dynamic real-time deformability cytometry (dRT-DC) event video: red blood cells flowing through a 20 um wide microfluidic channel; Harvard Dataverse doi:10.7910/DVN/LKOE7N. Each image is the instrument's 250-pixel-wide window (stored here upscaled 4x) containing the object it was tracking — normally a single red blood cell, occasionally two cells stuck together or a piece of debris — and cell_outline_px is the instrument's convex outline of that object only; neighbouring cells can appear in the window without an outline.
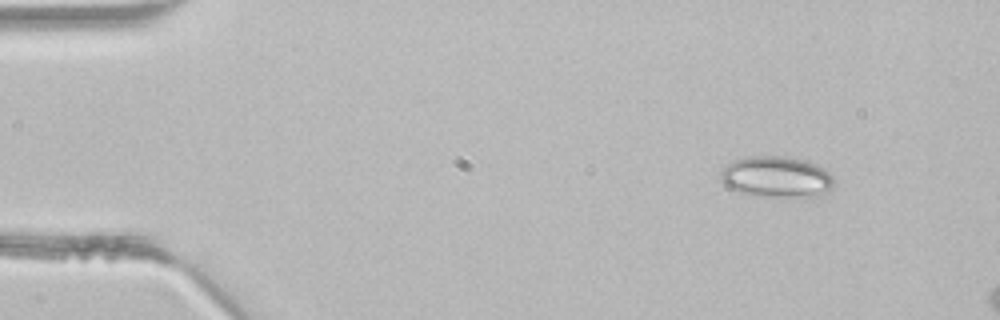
{"species": "common noctule bat (a hibernating species)", "species_latin": "Nyctalus noctula", "temperature_condition": "room temperature", "stored_images_in_passage": 3, "camera_frame_rate_fps": 3000, "um_per_image_px": 0.085, "animal": {"sex": "male", "body_mass_g": 21.5, "forearm_length_mm": 52.0}, "frame": {"image": 1, "passage_image": 1, "time_ms": 0.0, "image_size_px": [1000, 320], "cell_outline_px": [[832, 184], [828, 192], [816, 196], [776, 196], [740, 192], [724, 184], [720, 180], [720, 172], [728, 164], [736, 160], [748, 156], [788, 156], [804, 160], [816, 164], [824, 168], [832, 176]], "centroid_in_image_um": [66.01, 15.01], "position_along_channel_um": 19.0, "area_um2": 26.65}}